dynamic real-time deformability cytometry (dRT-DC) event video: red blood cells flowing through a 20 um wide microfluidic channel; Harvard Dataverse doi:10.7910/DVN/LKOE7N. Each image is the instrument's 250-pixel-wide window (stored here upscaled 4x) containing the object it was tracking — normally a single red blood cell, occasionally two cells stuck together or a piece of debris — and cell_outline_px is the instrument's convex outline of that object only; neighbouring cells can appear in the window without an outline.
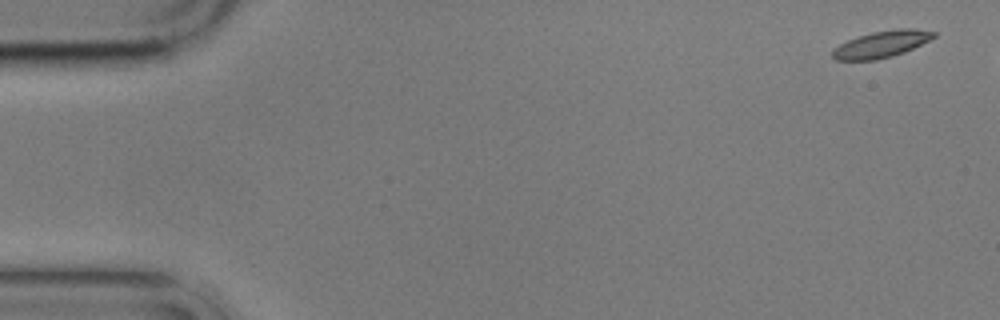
{"species": "common noctule bat (a hibernating species)", "species_latin": "Nyctalus noctula", "temperature_condition": "cold", "stored_images_in_passage": 6, "segment_of_instrument_passage": [1, 2], "camera_frame_rate_fps": 3000, "um_per_image_px": 0.085, "animal": {"sex": "male", "body_mass_g": 17.9}, "frame": {"image": 1, "passage_image": 1, "time_ms": 0.0, "image_size_px": [1000, 320], "cell_outline_px": [[936, 36], [904, 52], [892, 56], [876, 60], [836, 60], [832, 56], [832, 48], [848, 40], [872, 32], [896, 28], [916, 28], [936, 32]], "centroid_in_image_um": [74.92, 3.75], "position_along_channel_um": 10.1, "area_um2": 15.66}}